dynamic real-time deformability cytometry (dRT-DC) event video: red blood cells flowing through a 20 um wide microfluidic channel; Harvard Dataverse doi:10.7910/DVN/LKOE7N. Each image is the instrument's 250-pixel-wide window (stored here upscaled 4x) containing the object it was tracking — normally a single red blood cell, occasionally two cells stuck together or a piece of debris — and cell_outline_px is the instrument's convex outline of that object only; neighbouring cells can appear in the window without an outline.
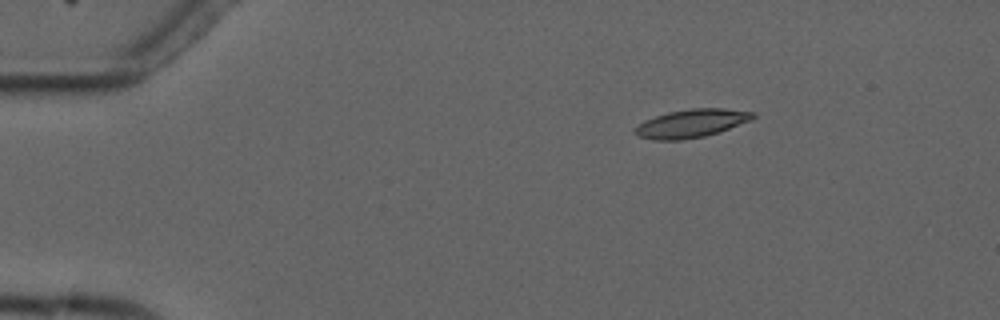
{"species": "common noctule bat (a hibernating species)", "species_latin": "Nyctalus noctula", "temperature_condition": "cold", "stored_images_in_passage": 6, "camera_frame_rate_fps": 3000, "um_per_image_px": 0.085, "animal": {"sex": "male", "forearm_length_mm": 52.5}, "frame": {"image": 1, "passage_image": 3, "time_ms": 2.333, "image_size_px": [1000, 320], "cell_outline_px": [[756, 116], [752, 120], [720, 132], [704, 136], [680, 140], [652, 140], [640, 136], [636, 132], [636, 128], [644, 120], [668, 112], [692, 108], [724, 108], [756, 112]], "centroid_in_image_um": [58.84, 10.48], "position_along_channel_um": 26.2, "area_um2": 19.36}}